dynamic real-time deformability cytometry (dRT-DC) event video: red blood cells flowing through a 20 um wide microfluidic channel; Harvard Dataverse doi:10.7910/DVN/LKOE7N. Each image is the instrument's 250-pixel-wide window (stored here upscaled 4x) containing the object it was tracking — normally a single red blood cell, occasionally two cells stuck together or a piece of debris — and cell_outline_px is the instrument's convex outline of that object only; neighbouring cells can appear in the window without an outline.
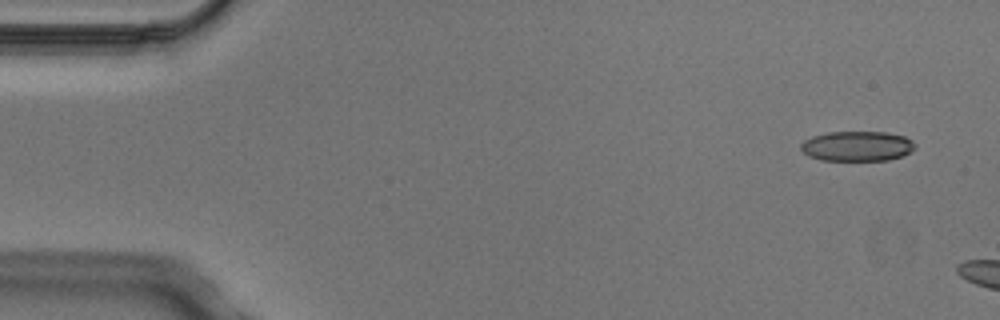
{"species": "Egyptian fruit bat (a non-hibernating species)", "species_latin": "Rousettus aegyptiacus", "temperature_condition": "cold", "stored_images_in_passage": 3, "camera_frame_rate_fps": 3000, "um_per_image_px": 0.085, "animal": {"sex": "male"}, "frame": {"image": 1, "passage_image": 1, "time_ms": 0.0, "image_size_px": [1000, 320], "cell_outline_px": [[916, 148], [900, 156], [888, 160], [820, 160], [808, 156], [800, 148], [800, 144], [804, 140], [812, 136], [828, 132], [888, 132], [904, 136], [912, 140], [916, 144]], "centroid_in_image_um": [72.84, 12.41], "position_along_channel_um": 12.2, "area_um2": 20.0}}